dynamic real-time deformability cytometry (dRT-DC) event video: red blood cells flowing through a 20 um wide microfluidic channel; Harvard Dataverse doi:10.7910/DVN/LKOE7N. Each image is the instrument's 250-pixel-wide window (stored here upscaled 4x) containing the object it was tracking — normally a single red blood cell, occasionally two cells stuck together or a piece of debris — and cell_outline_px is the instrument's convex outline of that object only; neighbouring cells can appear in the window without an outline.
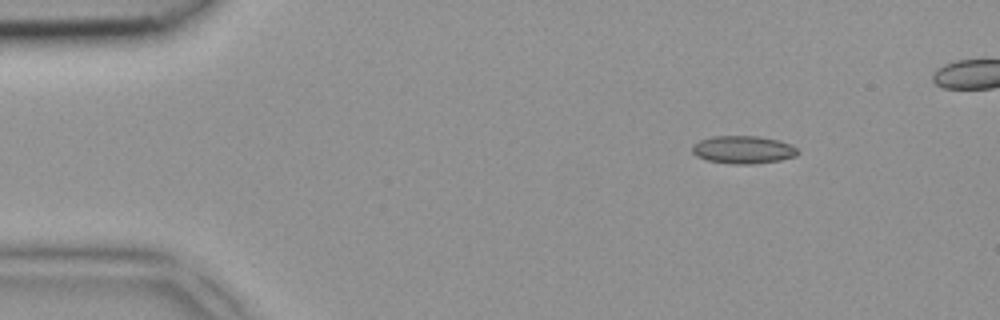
{"species": "common noctule bat (a hibernating species)", "species_latin": "Nyctalus noctula", "temperature_condition": "room temperature", "stored_images_in_passage": 4, "camera_frame_rate_fps": 3000, "um_per_image_px": 0.085, "animal": {"sex": "female", "body_mass_g": 18.4}, "frame": {"image": 1, "passage_image": 1, "time_ms": 0.0, "image_size_px": [1000, 320], "cell_outline_px": [[800, 152], [796, 156], [780, 160], [752, 164], [732, 164], [708, 160], [696, 156], [692, 152], [692, 144], [700, 140], [712, 136], [756, 136], [780, 140], [792, 144]], "centroid_in_image_um": [63.18, 12.72], "position_along_channel_um": 21.8, "area_um2": 17.22}}